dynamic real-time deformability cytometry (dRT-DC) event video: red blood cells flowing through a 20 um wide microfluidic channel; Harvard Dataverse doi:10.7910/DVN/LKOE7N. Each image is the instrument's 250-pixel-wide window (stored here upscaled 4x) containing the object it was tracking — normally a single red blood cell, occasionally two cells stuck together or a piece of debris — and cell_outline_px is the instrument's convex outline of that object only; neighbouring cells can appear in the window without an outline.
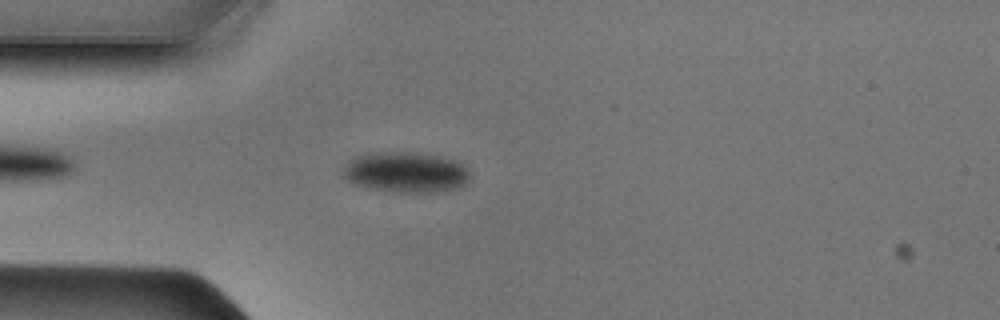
{"species": "Egyptian fruit bat (a non-hibernating species)", "species_latin": "Rousettus aegyptiacus", "temperature_condition": "cold", "stored_images_in_passage": 38, "camera_frame_rate_fps": 3000, "um_per_image_px": 0.085, "animal": {"sex": "male"}, "frame": {"image": 1, "passage_image": 5, "time_ms": 1.333, "image_size_px": [1000, 320], "cell_outline_px": [[472, 176], [460, 188], [436, 192], [396, 192], [368, 188], [356, 184], [348, 180], [340, 172], [344, 164], [356, 156], [368, 152], [408, 152], [436, 156], [456, 160], [464, 164], [468, 168]], "centroid_in_image_um": [34.5, 14.64], "position_along_channel_um": 50.5, "area_um2": 30.35}}
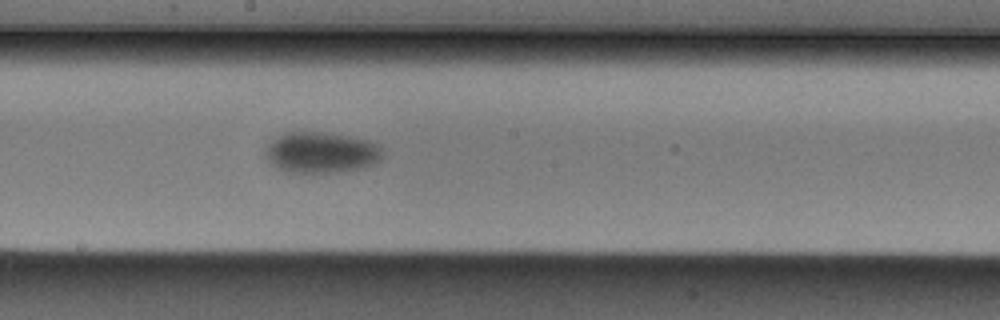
{"frame": {"image": 2, "passage_image": 18, "time_ms": 5.667, "image_size_px": [1000, 320], "cell_outline_px": [[384, 156], [376, 164], [364, 168], [340, 172], [284, 172], [276, 168], [264, 156], [264, 148], [272, 140], [284, 132], [324, 132], [348, 136], [368, 140], [376, 144], [384, 152]], "centroid_in_image_um": [27.3, 12.97], "position_along_channel_um": 220.9, "area_um2": 28.38}}
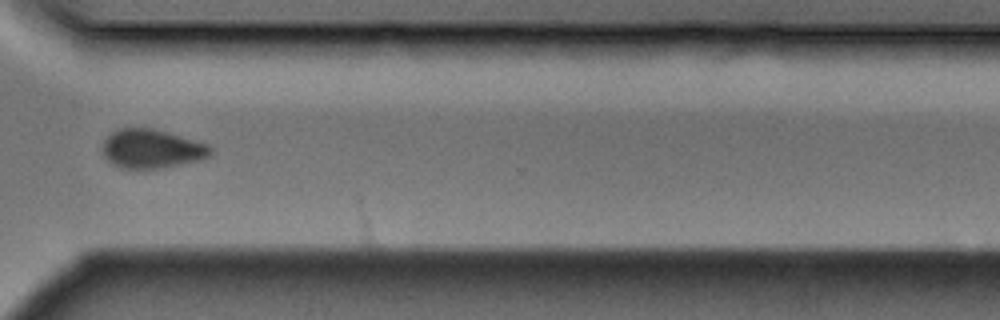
{"frame": {"image": 3, "passage_image": 28, "time_ms": 9.0, "image_size_px": [1000, 320], "cell_outline_px": [[212, 152], [204, 160], [160, 168], [120, 168], [112, 164], [104, 156], [100, 148], [104, 140], [116, 128], [152, 128], [168, 132], [208, 144], [212, 148]], "centroid_in_image_um": [12.88, 12.65], "position_along_channel_um": 357.7, "area_um2": 24.74}}